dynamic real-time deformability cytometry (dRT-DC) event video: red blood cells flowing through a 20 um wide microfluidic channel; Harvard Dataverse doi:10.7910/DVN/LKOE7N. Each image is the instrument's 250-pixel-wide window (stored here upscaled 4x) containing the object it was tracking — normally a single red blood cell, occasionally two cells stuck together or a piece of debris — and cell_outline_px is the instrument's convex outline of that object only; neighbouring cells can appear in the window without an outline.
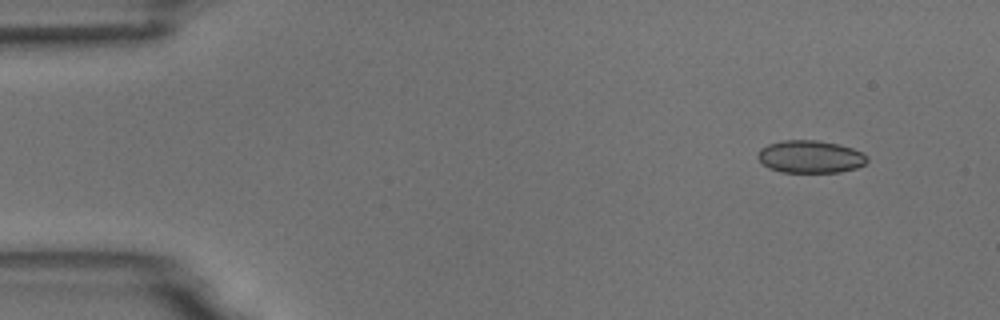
{"species": "common noctule bat (a hibernating species)", "species_latin": "Nyctalus noctula", "temperature_condition": "room temperature", "stored_images_in_passage": 5, "camera_frame_rate_fps": 3000, "um_per_image_px": 0.085, "animal": {"sex": "male", "body_mass_g": 18.8}, "frame": {"image": 1, "passage_image": 1, "time_ms": 0.0, "image_size_px": [1000, 320], "cell_outline_px": [[868, 160], [864, 164], [856, 168], [840, 172], [780, 172], [768, 168], [756, 156], [760, 148], [768, 144], [784, 140], [816, 140], [840, 144], [864, 152], [868, 156]], "centroid_in_image_um": [68.89, 13.32], "position_along_channel_um": 16.1, "area_um2": 20.92}}
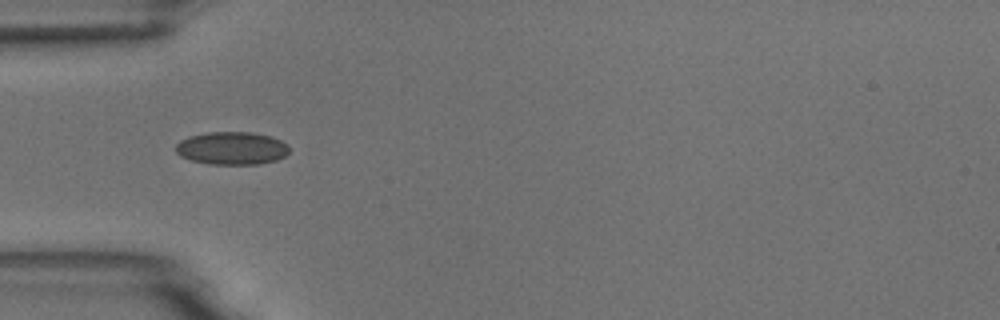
{"frame": {"image": 2, "passage_image": 4, "time_ms": 4.0, "image_size_px": [1000, 320], "cell_outline_px": [[288, 152], [284, 156], [276, 160], [260, 164], [208, 164], [192, 160], [180, 156], [176, 152], [176, 144], [180, 140], [192, 136], [208, 132], [252, 132], [272, 136], [288, 144]], "centroid_in_image_um": [19.72, 12.6], "position_along_channel_um": 65.3, "area_um2": 21.73}}